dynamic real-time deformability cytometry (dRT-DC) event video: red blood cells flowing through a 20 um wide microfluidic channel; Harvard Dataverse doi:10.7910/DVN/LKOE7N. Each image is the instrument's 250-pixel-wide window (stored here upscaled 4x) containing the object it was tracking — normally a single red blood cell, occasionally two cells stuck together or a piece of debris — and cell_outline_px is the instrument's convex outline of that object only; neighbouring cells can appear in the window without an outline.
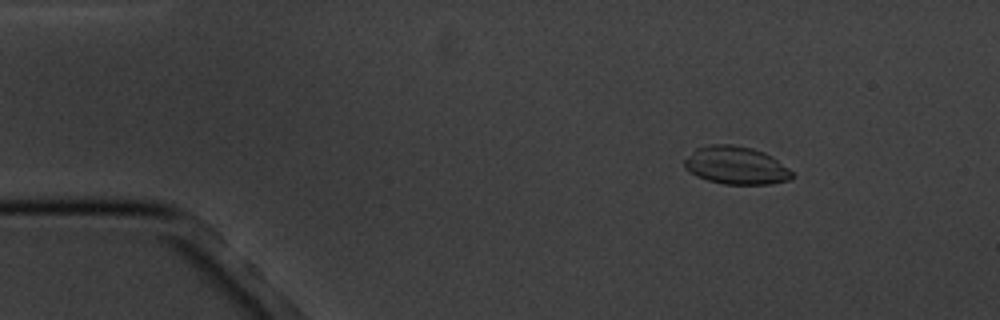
{"species": "common noctule bat (a hibernating species)", "species_latin": "Nyctalus noctula", "temperature_condition": "cold", "stored_images_in_passage": 3, "camera_frame_rate_fps": 3000, "um_per_image_px": 0.085, "animal": {"sex": "male", "body_mass_g": 20.1, "forearm_length_mm": 53.5}, "frame": {"image": 1, "passage_image": 1, "time_ms": 0.0, "image_size_px": [1000, 320], "cell_outline_px": [[792, 180], [772, 184], [724, 184], [708, 180], [696, 176], [688, 172], [684, 168], [684, 160], [696, 148], [708, 144], [732, 144], [752, 148], [764, 152], [772, 156], [788, 168], [792, 172]], "centroid_in_image_um": [62.55, 14.06], "position_along_channel_um": 22.4, "area_um2": 23.93}}